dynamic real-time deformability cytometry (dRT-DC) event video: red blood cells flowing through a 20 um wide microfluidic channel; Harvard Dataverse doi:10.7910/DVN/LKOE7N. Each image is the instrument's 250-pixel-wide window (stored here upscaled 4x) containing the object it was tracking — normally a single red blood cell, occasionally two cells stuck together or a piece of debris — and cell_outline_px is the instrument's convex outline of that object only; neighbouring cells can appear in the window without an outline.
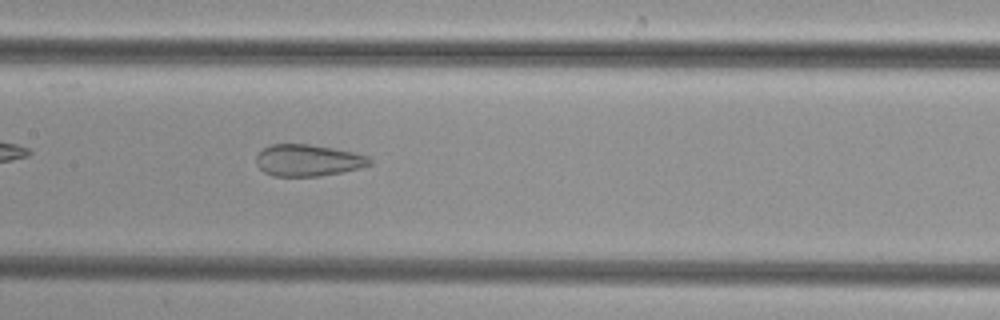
{"species": "common noctule bat (a hibernating species)", "species_latin": "Nyctalus noctula", "temperature_condition": "cold", "stored_images_in_passage": 31, "camera_frame_rate_fps": 3000, "um_per_image_px": 0.085, "animal": {"sex": "female", "body_mass_g": 29.2, "forearm_length_mm": 56.3}, "frame": {"image": 1, "passage_image": 10, "time_ms": 3.0, "image_size_px": [1000, 320], "cell_outline_px": [[372, 164], [360, 168], [320, 176], [272, 176], [264, 172], [256, 164], [256, 156], [264, 148], [272, 144], [308, 144], [332, 148], [352, 152], [368, 156], [372, 160]], "centroid_in_image_um": [26.17, 13.63], "position_along_channel_um": 181.2, "area_um2": 20.87}}
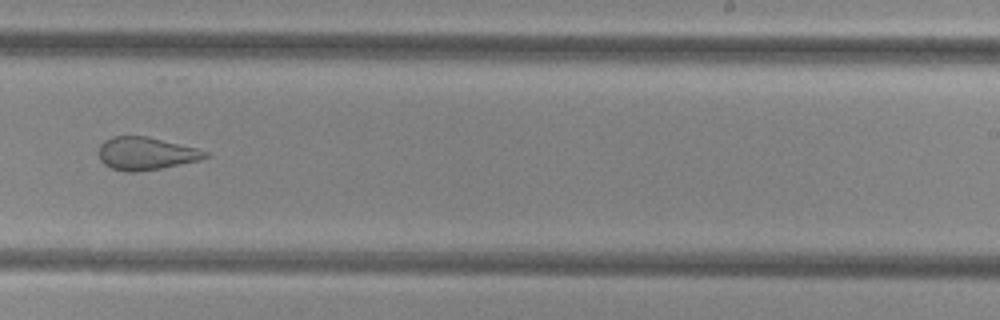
{"frame": {"image": 2, "passage_image": 17, "time_ms": 5.333, "image_size_px": [1000, 320], "cell_outline_px": [[212, 156], [200, 160], [160, 168], [132, 172], [124, 172], [112, 168], [104, 164], [100, 160], [100, 144], [104, 140], [112, 136], [148, 136], [196, 148], [208, 152]], "centroid_in_image_um": [12.41, 13.04], "position_along_channel_um": 276.6, "area_um2": 20.29}}
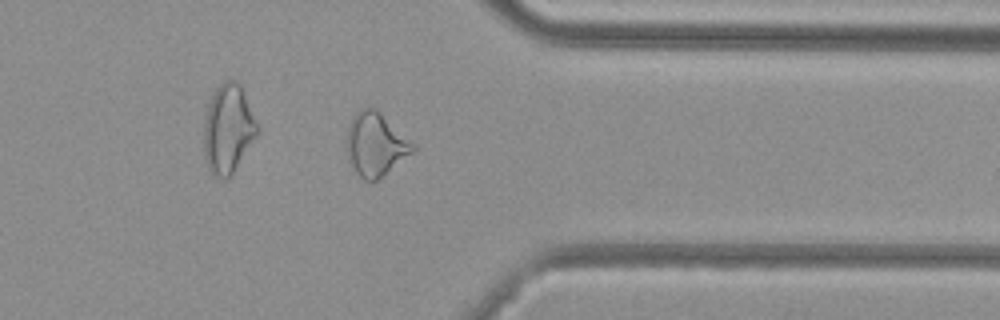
{"frame": {"image": 3, "passage_image": 25, "time_ms": 8.0, "image_size_px": [1000, 320], "cell_outline_px": [[416, 148], [412, 152], [376, 180], [364, 180], [356, 172], [352, 164], [348, 152], [348, 124], [352, 116], [360, 108], [376, 108], [416, 144]], "centroid_in_image_um": [31.94, 12.22], "position_along_channel_um": 379.5, "area_um2": 23.87}}